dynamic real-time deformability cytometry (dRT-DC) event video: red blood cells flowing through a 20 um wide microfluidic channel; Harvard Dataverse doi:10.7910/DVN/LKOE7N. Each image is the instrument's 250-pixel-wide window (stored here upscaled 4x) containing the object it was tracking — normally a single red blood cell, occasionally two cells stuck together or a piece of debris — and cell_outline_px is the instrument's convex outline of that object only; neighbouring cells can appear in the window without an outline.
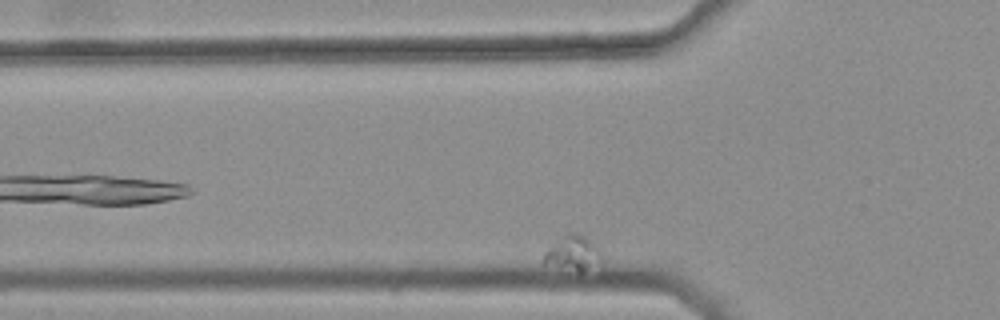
{"species": "common noctule bat (a hibernating species)", "species_latin": "Nyctalus noctula", "temperature_condition": "warm", "stored_images_in_passage": 47, "camera_frame_rate_fps": 3000, "um_per_image_px": 0.085, "animal": {"sex": "female", "body_mass_g": 25.1}, "frame": {"image": 1, "passage_image": 6, "time_ms": 1.667, "image_size_px": [1000, 320], "cell_outline_px": [[604, 264], [580, 272], [540, 264], [540, 260], [544, 252], [552, 244], [568, 232], [580, 236], [596, 244], [600, 248], [604, 256]], "centroid_in_image_um": [48.72, 21.59], "position_along_channel_um": 77.1, "area_um2": 12.25}}